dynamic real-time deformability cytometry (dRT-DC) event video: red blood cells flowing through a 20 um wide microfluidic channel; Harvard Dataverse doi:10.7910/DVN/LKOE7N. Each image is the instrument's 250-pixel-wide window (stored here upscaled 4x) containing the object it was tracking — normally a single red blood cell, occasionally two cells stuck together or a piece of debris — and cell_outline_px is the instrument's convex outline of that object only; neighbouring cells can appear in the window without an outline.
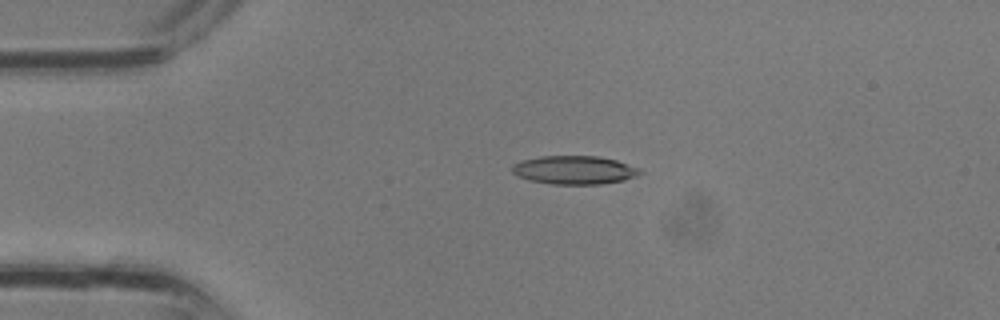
{"species": "common noctule bat (a hibernating species)", "species_latin": "Nyctalus noctula", "temperature_condition": "room temperature", "stored_images_in_passage": 34, "camera_frame_rate_fps": 3000, "um_per_image_px": 0.085, "animal": {"sex": "male", "body_mass_g": 13.3}, "frame": {"image": 1, "passage_image": 8, "time_ms": 2.333, "image_size_px": [1000, 320], "cell_outline_px": [[644, 172], [636, 176], [624, 180], [600, 184], [552, 184], [528, 180], [512, 172], [512, 164], [520, 160], [540, 156], [600, 156], [616, 160], [640, 168]], "centroid_in_image_um": [48.83, 14.44], "position_along_channel_um": 36.2, "area_um2": 21.33}}
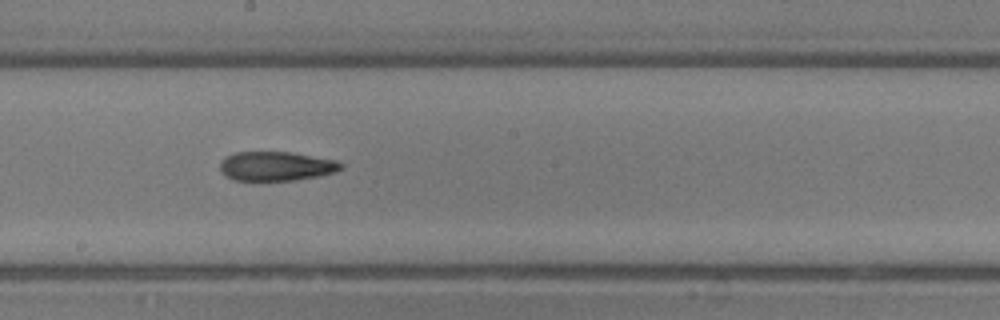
{"frame": {"image": 2, "passage_image": 19, "time_ms": 6.0, "image_size_px": [1000, 320], "cell_outline_px": [[344, 168], [336, 172], [320, 176], [296, 180], [236, 180], [224, 176], [220, 172], [220, 160], [224, 156], [232, 152], [292, 152], [336, 160], [344, 164]], "centroid_in_image_um": [23.47, 14.12], "position_along_channel_um": 224.7, "area_um2": 20.98}}
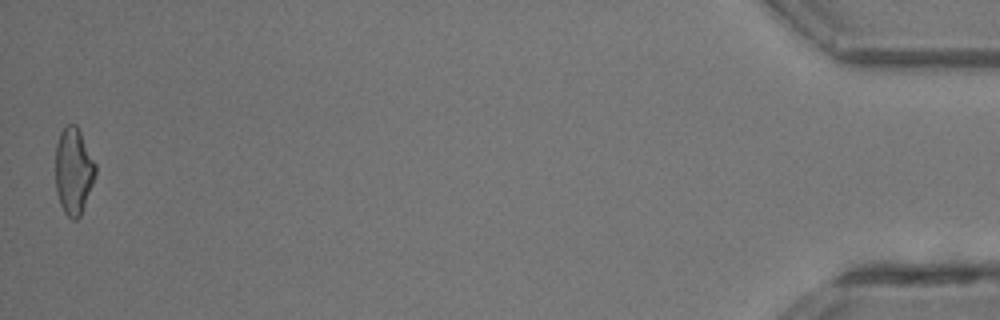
{"frame": {"image": 3, "passage_image": 34, "time_ms": 11.0, "image_size_px": [1000, 320], "cell_outline_px": [[96, 172], [92, 184], [80, 216], [76, 220], [72, 220], [64, 212], [60, 204], [56, 192], [56, 144], [60, 132], [68, 124], [76, 124], [96, 164]], "centroid_in_image_um": [6.24, 14.54], "position_along_channel_um": 429.0, "area_um2": 20.0}}